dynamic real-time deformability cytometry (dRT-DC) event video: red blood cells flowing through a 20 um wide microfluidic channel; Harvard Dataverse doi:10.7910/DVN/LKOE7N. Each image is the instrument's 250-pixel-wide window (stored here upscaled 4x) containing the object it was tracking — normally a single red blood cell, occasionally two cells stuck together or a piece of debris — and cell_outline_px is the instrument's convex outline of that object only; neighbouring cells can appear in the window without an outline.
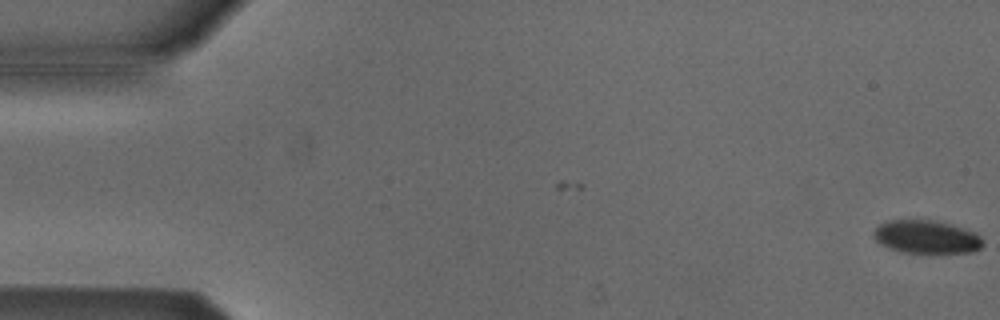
{"species": "Egyptian fruit bat (a non-hibernating species)", "species_latin": "Rousettus aegyptiacus", "temperature_condition": "cold", "stored_images_in_passage": 3, "camera_frame_rate_fps": 3000, "um_per_image_px": 0.085, "animal": {"sex": "male"}, "frame": {"image": 1, "passage_image": 3, "time_ms": 0.667, "image_size_px": [1000, 320], "cell_outline_px": [[984, 244], [980, 248], [972, 252], [904, 252], [892, 248], [876, 240], [872, 236], [872, 232], [880, 224], [888, 220], [936, 220], [952, 224], [976, 232], [984, 240]], "centroid_in_image_um": [78.79, 20.11], "position_along_channel_um": 6.2, "area_um2": 20.98}}